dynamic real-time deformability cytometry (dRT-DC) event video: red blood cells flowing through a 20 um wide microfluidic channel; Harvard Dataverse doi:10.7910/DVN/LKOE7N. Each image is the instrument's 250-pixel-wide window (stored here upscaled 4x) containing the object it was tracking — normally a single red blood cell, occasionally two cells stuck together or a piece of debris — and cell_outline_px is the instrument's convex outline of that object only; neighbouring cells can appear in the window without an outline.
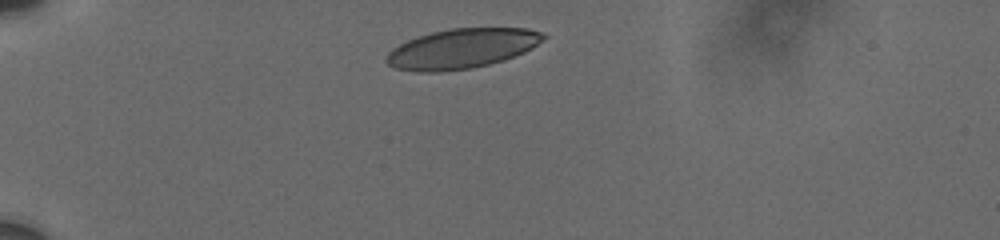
{"species": "human", "species_latin": "Homo sapiens", "temperature_condition": "cold", "stored_images_in_passage": 4, "camera_frame_rate_fps": 3000, "um_per_image_px": 0.085, "donor": {"sex": "male"}, "frame": {"image": 1, "passage_image": 1, "time_ms": 0.0, "image_size_px": [1000, 240], "cell_outline_px": [[548, 36], [532, 48], [524, 52], [504, 60], [472, 68], [436, 72], [420, 72], [396, 68], [388, 64], [384, 60], [384, 56], [392, 48], [408, 40], [432, 32], [452, 28], [528, 28], [544, 32]], "centroid_in_image_um": [39.27, 4.12], "position_along_channel_um": 45.7, "area_um2": 36.41}}
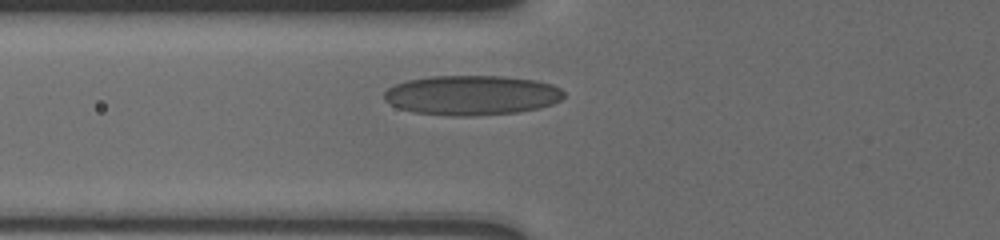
{"frame": {"image": 2, "passage_image": 4, "time_ms": 2.333, "image_size_px": [1000, 240], "cell_outline_px": [[564, 96], [560, 100], [552, 104], [540, 108], [516, 112], [468, 116], [452, 116], [412, 112], [400, 108], [384, 100], [384, 92], [388, 88], [396, 84], [408, 80], [432, 76], [504, 76], [536, 80], [552, 84], [560, 88], [564, 92]], "centroid_in_image_um": [40.11, 8.09], "position_along_channel_um": 85.7, "area_um2": 41.62}}